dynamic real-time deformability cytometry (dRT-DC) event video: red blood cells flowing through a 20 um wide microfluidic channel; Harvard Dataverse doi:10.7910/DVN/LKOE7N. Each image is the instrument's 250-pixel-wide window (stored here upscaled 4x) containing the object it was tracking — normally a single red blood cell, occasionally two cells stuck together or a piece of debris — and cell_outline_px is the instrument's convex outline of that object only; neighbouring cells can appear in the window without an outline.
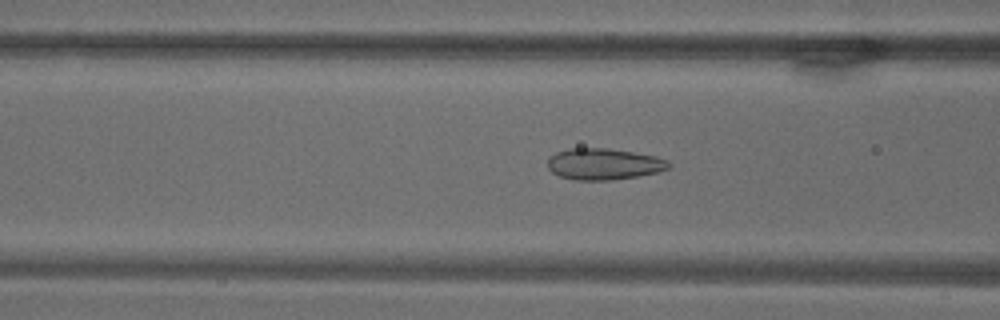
{"species": "common noctule bat (a hibernating species)", "species_latin": "Nyctalus noctula", "temperature_condition": "warm", "stored_images_in_passage": 71, "camera_frame_rate_fps": 3000, "um_per_image_px": 0.085, "animal": {"sex": "male", "body_mass_g": 18.8}, "frame": {"image": 1, "passage_image": 28, "time_ms": 9.0, "image_size_px": [1000, 320], "cell_outline_px": [[672, 164], [668, 168], [656, 172], [640, 176], [612, 180], [572, 180], [560, 176], [552, 172], [548, 168], [548, 156], [556, 152], [568, 148], [608, 148], [656, 156], [668, 160]], "centroid_in_image_um": [51.3, 13.94], "position_along_channel_um": 115.3, "area_um2": 22.31}}
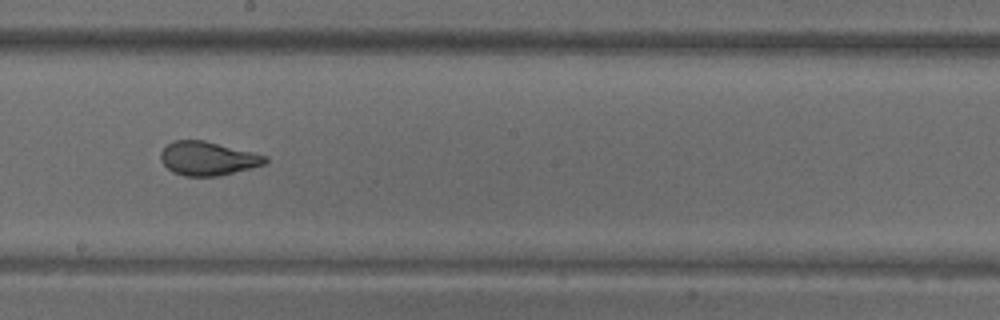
{"frame": {"image": 2, "passage_image": 40, "time_ms": 13.0, "image_size_px": [1000, 320], "cell_outline_px": [[268, 160], [264, 164], [220, 176], [184, 176], [172, 172], [160, 160], [160, 152], [172, 140], [204, 140], [268, 156]], "centroid_in_image_um": [17.63, 13.47], "position_along_channel_um": 230.6, "area_um2": 20.52}}
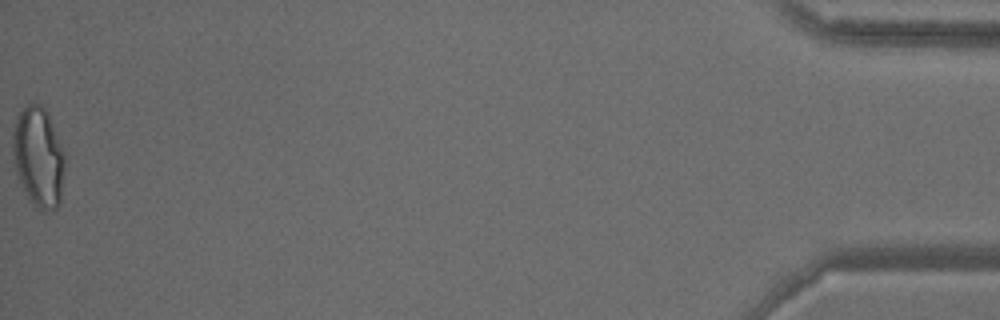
{"frame": {"image": 3, "passage_image": 71, "time_ms": 23.333, "image_size_px": [1000, 320], "cell_outline_px": [[64, 168], [60, 204], [52, 212], [44, 212], [32, 204], [28, 200], [12, 160], [12, 132], [16, 120], [20, 112], [28, 104], [40, 104], [48, 112], [64, 152]], "centroid_in_image_um": [3.27, 13.38], "position_along_channel_um": 431.9, "area_um2": 30.58}}